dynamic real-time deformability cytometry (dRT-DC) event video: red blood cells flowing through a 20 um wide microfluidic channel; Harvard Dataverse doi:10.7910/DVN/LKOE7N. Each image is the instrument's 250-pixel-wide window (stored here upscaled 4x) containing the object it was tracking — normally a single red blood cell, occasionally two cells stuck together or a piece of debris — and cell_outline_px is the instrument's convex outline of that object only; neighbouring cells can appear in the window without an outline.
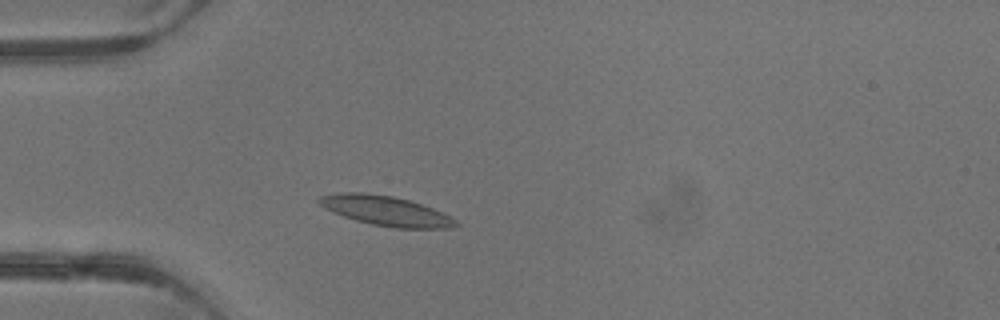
{"species": "common noctule bat (a hibernating species)", "species_latin": "Nyctalus noctula", "temperature_condition": "warm", "stored_images_in_passage": 1, "camera_frame_rate_fps": 3000, "um_per_image_px": 0.085, "animal": {"sex": "male", "body_mass_g": 13.3}, "frame": {"image": 1, "passage_image": 1, "time_ms": 0.0, "image_size_px": [1000, 320], "cell_outline_px": [[460, 224], [452, 228], [396, 228], [372, 224], [356, 220], [344, 216], [324, 208], [316, 200], [320, 196], [340, 192], [364, 192], [392, 196], [408, 200], [432, 208], [456, 220]], "centroid_in_image_um": [32.77, 17.91], "position_along_channel_um": 52.2, "area_um2": 23.41}}